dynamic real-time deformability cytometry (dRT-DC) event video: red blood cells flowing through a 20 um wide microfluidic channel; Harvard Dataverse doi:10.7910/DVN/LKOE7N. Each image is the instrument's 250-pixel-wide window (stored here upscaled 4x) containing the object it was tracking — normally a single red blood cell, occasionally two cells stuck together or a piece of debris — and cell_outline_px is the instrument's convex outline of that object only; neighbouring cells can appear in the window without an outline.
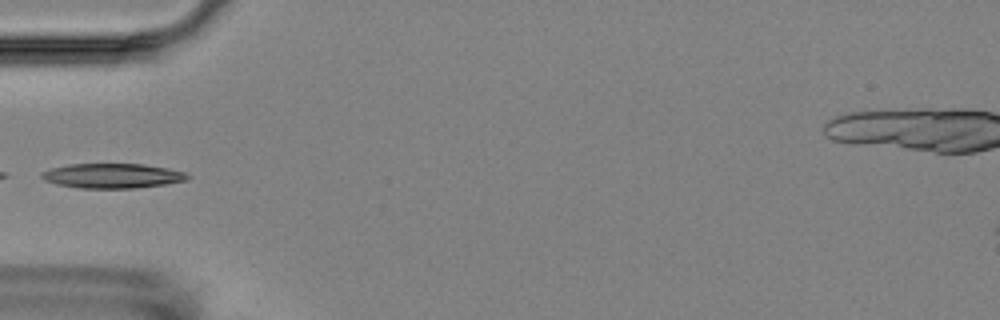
{"species": "Egyptian fruit bat (a non-hibernating species)", "species_latin": "Rousettus aegyptiacus", "temperature_condition": "room temperature", "stored_images_in_passage": 6, "camera_frame_rate_fps": 3000, "um_per_image_px": 0.085, "animal": {"sex": "female"}, "frame": {"image": 1, "passage_image": 6, "time_ms": 5.667, "image_size_px": [1000, 320], "cell_outline_px": [[192, 176], [188, 180], [164, 184], [136, 188], [80, 188], [56, 184], [44, 180], [40, 176], [40, 172], [52, 168], [68, 164], [144, 164], [168, 168], [184, 172]], "centroid_in_image_um": [9.56, 14.94], "position_along_channel_um": 75.4, "area_um2": 21.1}}